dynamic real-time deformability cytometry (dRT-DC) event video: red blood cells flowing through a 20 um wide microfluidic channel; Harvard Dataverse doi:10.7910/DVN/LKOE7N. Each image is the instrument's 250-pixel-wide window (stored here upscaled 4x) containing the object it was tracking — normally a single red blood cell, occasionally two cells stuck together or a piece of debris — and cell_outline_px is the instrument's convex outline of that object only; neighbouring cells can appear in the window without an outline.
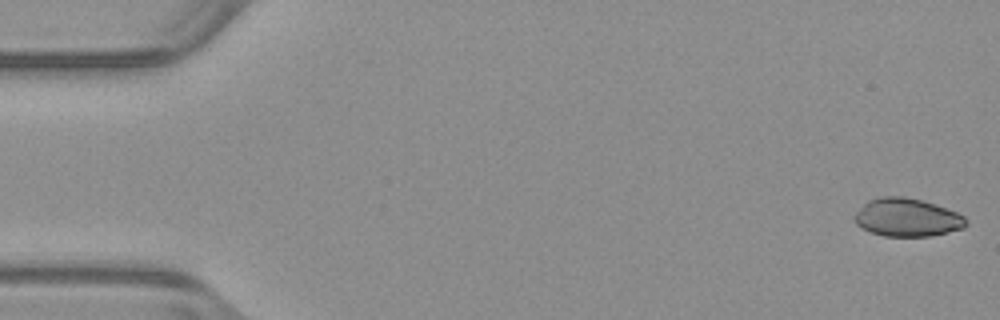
{"species": "common noctule bat (a hibernating species)", "species_latin": "Nyctalus noctula", "temperature_condition": "warm", "stored_images_in_passage": 52, "camera_frame_rate_fps": 3000, "um_per_image_px": 0.085, "animal": {"sex": "male", "body_mass_g": 23.1, "forearm_length_mm": 52.7}, "frame": {"image": 1, "passage_image": 1, "time_ms": 0.0, "image_size_px": [1000, 320], "cell_outline_px": [[968, 224], [964, 228], [932, 236], [884, 236], [872, 232], [856, 224], [852, 220], [852, 216], [868, 200], [880, 196], [904, 196], [936, 204], [956, 212], [964, 216], [968, 220]], "centroid_in_image_um": [77.1, 18.48], "position_along_channel_um": 7.9, "area_um2": 24.91}}
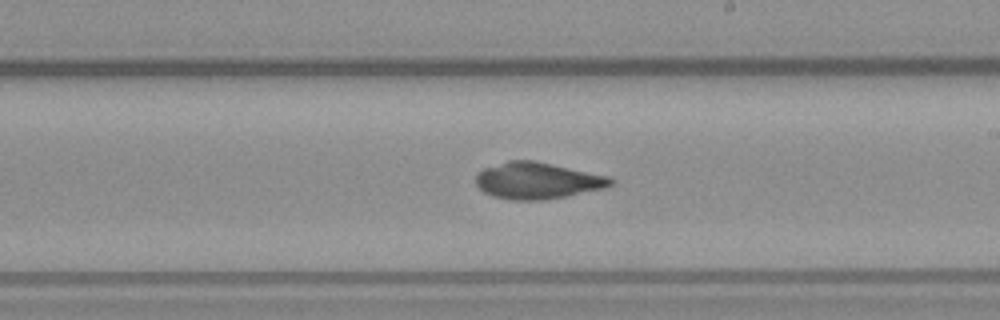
{"frame": {"image": 2, "passage_image": 30, "time_ms": 9.667, "image_size_px": [1000, 320], "cell_outline_px": [[616, 180], [612, 184], [604, 188], [544, 200], [512, 200], [492, 196], [484, 192], [476, 184], [476, 172], [484, 168], [508, 160], [532, 160], [552, 164], [608, 176]], "centroid_in_image_um": [45.64, 15.35], "position_along_channel_um": 243.4, "area_um2": 28.55}}
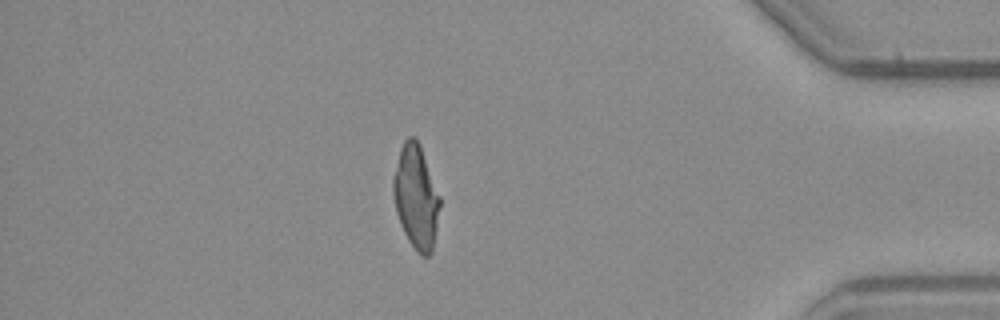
{"frame": {"image": 3, "passage_image": 45, "time_ms": 14.667, "image_size_px": [1000, 320], "cell_outline_px": [[440, 204], [432, 252], [428, 256], [424, 256], [408, 240], [400, 224], [396, 212], [392, 192], [392, 180], [400, 148], [404, 140], [408, 136], [412, 136], [420, 144], [440, 196]], "centroid_in_image_um": [35.34, 16.7], "position_along_channel_um": 399.9, "area_um2": 27.92}, "authors_computed_cell_mechanics": {"area_um2": 28.1486, "velocity_mm_per_s": 3.959, "shape_relaxation_time_tau1_ms": null, "shape_relaxation_time_tau2_ms": 1.7953, "deformation_change_tau1": null, "deformation_change_tau2": 0.0527}}